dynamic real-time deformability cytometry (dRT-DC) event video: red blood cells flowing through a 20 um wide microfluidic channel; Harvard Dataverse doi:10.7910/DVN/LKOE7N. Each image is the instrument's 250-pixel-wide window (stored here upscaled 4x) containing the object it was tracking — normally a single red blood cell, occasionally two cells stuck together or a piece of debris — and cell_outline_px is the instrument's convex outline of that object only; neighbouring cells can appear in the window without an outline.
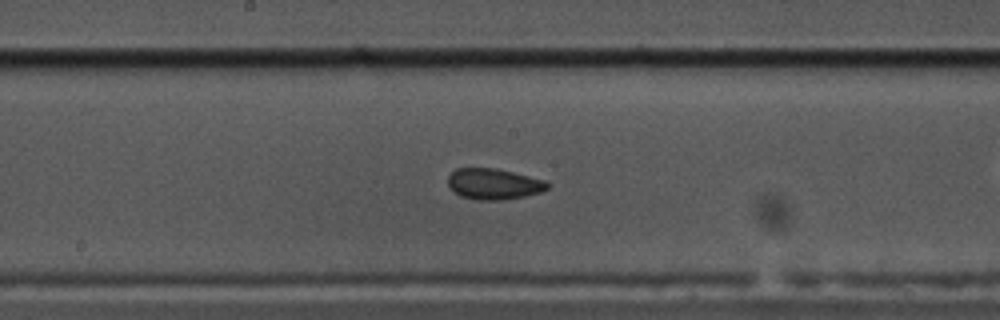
{"species": "common noctule bat (a hibernating species)", "species_latin": "Nyctalus noctula", "temperature_condition": "cold", "stored_images_in_passage": 57, "camera_frame_rate_fps": 3000, "um_per_image_px": 0.085, "animal": {"sex": "male", "body_mass_g": 17.5, "forearm_length_mm": 52.3}, "frame": {"image": 1, "passage_image": 29, "time_ms": 9.333, "image_size_px": [1000, 320], "cell_outline_px": [[552, 184], [548, 188], [540, 192], [524, 196], [500, 200], [480, 200], [460, 196], [448, 184], [448, 176], [456, 168], [496, 168], [544, 180]], "centroid_in_image_um": [41.98, 15.63], "position_along_channel_um": 206.2, "area_um2": 17.74}}
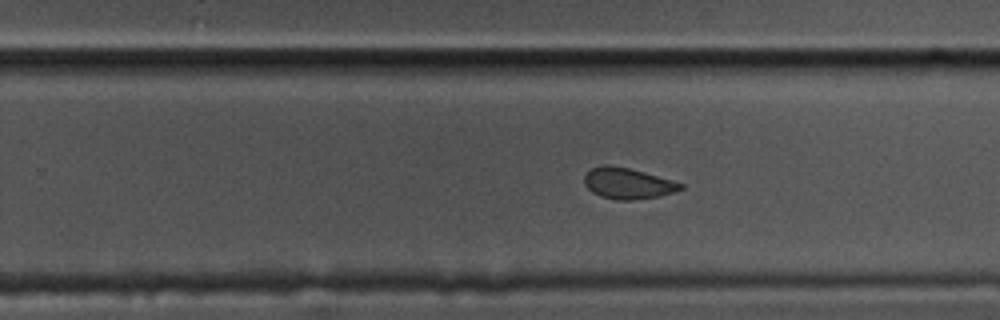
{"frame": {"image": 2, "passage_image": 35, "time_ms": 11.333, "image_size_px": [1000, 320], "cell_outline_px": [[684, 188], [672, 192], [656, 196], [632, 200], [616, 200], [600, 196], [592, 192], [584, 184], [584, 176], [592, 168], [604, 164], [608, 164], [628, 168], [684, 184]], "centroid_in_image_um": [53.3, 15.59], "position_along_channel_um": 276.5, "area_um2": 17.05}}
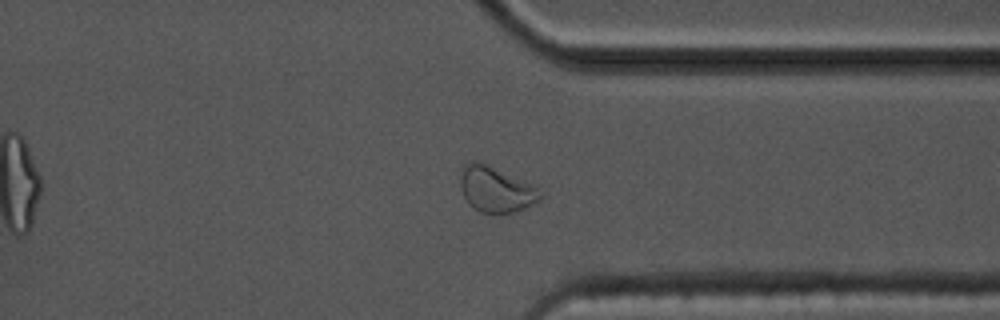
{"frame": {"image": 3, "passage_image": 43, "time_ms": 14.0, "image_size_px": [1000, 320], "cell_outline_px": [[544, 196], [540, 200], [524, 208], [512, 212], [480, 212], [464, 196], [460, 184], [460, 180], [464, 164], [472, 160], [476, 160], [536, 184], [544, 192]], "centroid_in_image_um": [42.23, 16.06], "position_along_channel_um": 369.2, "area_um2": 21.21}, "authors_computed_cell_mechanics": {"area_um2": 18.1492, "velocity_mm_per_s": 3.5203, "shape_relaxation_time_tau1_ms": 3.4032, "shape_relaxation_time_tau2_ms": 1.1635, "deformation_change_tau1": 0.1034, "deformation_change_tau2": 0.0661}}